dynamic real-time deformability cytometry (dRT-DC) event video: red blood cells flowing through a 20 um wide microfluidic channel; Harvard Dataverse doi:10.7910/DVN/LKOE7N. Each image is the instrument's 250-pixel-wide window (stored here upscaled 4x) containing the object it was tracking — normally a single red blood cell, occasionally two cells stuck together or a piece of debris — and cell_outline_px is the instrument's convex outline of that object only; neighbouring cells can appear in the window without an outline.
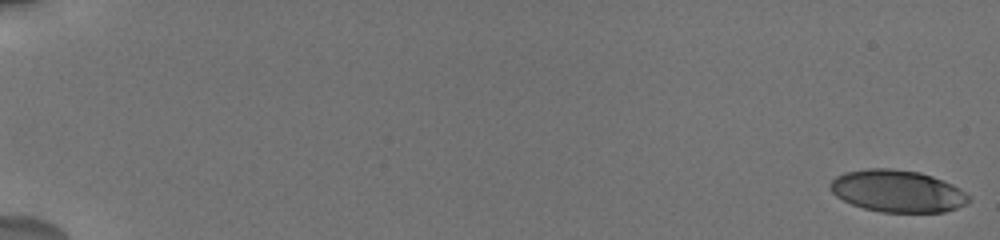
{"species": "human", "species_latin": "Homo sapiens", "temperature_condition": "cold", "stored_images_in_passage": 61, "camera_frame_rate_fps": 3000, "um_per_image_px": 0.085, "donor": {"sex": "male"}, "frame": {"image": 1, "passage_image": 1, "time_ms": 0.0, "image_size_px": [1000, 240], "cell_outline_px": [[968, 200], [964, 204], [956, 208], [944, 212], [880, 212], [864, 208], [852, 204], [836, 196], [832, 192], [828, 184], [836, 176], [844, 172], [868, 168], [892, 168], [920, 172], [932, 176], [952, 184], [960, 188], [968, 196]], "centroid_in_image_um": [76.24, 16.23], "position_along_channel_um": 8.8, "area_um2": 33.87}}
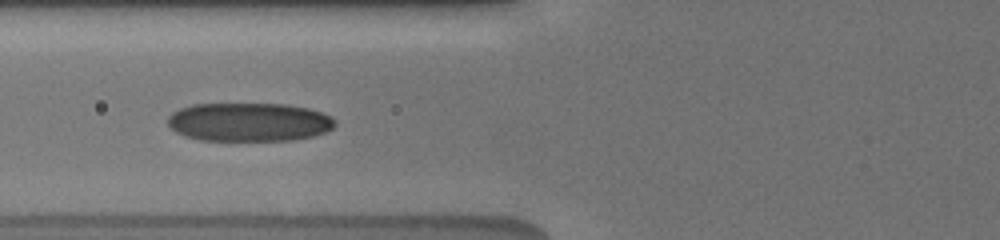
{"frame": {"image": 2, "passage_image": 39, "time_ms": 8.0, "image_size_px": [1000, 240], "cell_outline_px": [[336, 124], [332, 128], [324, 132], [312, 136], [292, 140], [200, 140], [184, 136], [176, 132], [168, 124], [168, 116], [172, 112], [180, 108], [192, 104], [288, 104], [308, 108], [332, 116], [336, 120]], "centroid_in_image_um": [21.16, 10.37], "position_along_channel_um": 104.6, "area_um2": 37.74}}
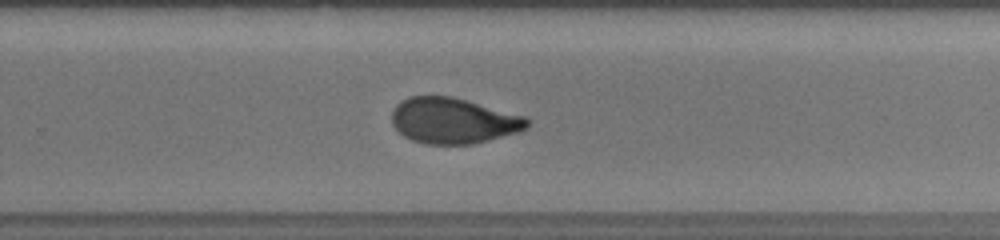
{"frame": {"image": 3, "passage_image": 54, "time_ms": 13.0, "image_size_px": [1000, 240], "cell_outline_px": [[528, 128], [516, 132], [488, 140], [472, 144], [424, 144], [412, 140], [404, 136], [392, 124], [392, 112], [396, 104], [400, 100], [408, 96], [452, 96], [524, 116], [528, 120]], "centroid_in_image_um": [38.48, 10.25], "position_along_channel_um": 291.3, "area_um2": 35.89}}